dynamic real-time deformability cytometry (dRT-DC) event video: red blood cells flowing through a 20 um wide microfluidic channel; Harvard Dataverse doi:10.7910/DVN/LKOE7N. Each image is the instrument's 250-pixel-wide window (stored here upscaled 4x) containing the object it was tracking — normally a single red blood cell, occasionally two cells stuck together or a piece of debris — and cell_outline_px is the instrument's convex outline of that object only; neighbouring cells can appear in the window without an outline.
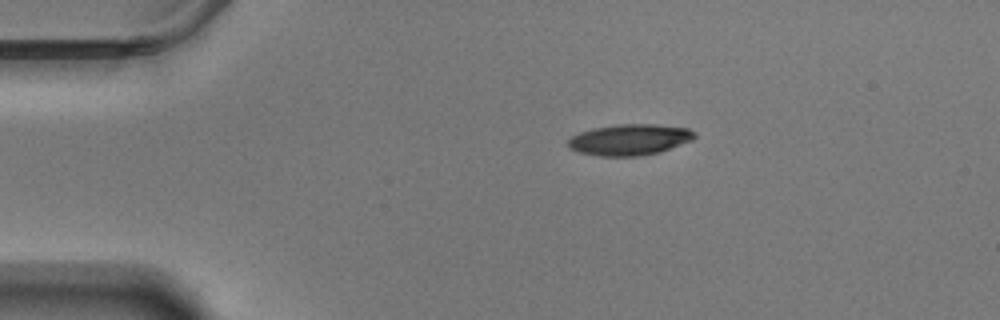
{"species": "Egyptian fruit bat (a non-hibernating species)", "species_latin": "Rousettus aegyptiacus", "temperature_condition": "warm", "stored_images_in_passage": 48, "camera_frame_rate_fps": 3000, "um_per_image_px": 0.085, "animal": {"sex": "male"}, "frame": {"image": 1, "passage_image": 1, "time_ms": 0.0, "image_size_px": [1000, 320], "cell_outline_px": [[696, 136], [692, 140], [660, 152], [640, 156], [600, 156], [580, 152], [568, 148], [568, 140], [572, 136], [580, 132], [592, 128], [616, 124], [656, 124], [688, 128], [696, 132]], "centroid_in_image_um": [53.52, 11.86], "position_along_channel_um": 31.5, "area_um2": 23.0}}
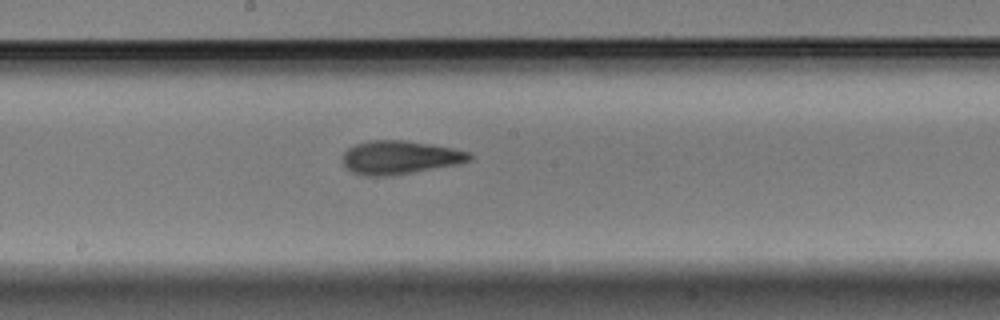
{"frame": {"image": 2, "passage_image": 21, "time_ms": 6.667, "image_size_px": [1000, 320], "cell_outline_px": [[472, 160], [460, 164], [388, 176], [364, 176], [352, 172], [344, 164], [344, 152], [348, 148], [356, 144], [368, 140], [404, 140], [452, 148], [468, 152], [472, 156]], "centroid_in_image_um": [33.99, 13.38], "position_along_channel_um": 214.2, "area_um2": 24.57}}
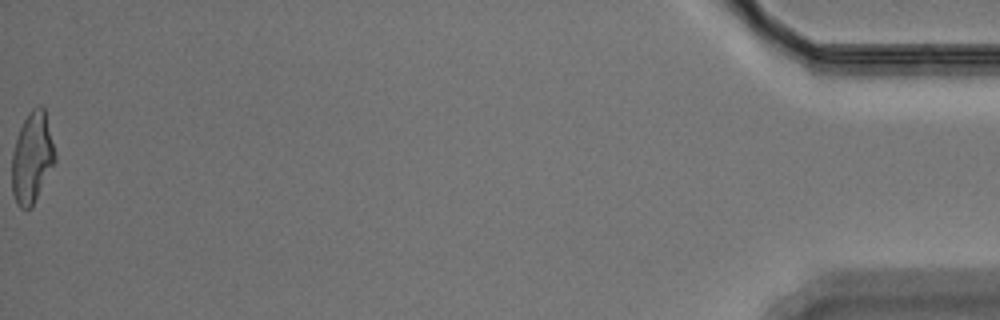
{"frame": {"image": 3, "passage_image": 48, "time_ms": 15.667, "image_size_px": [1000, 320], "cell_outline_px": [[56, 160], [32, 208], [20, 208], [16, 204], [12, 192], [12, 152], [20, 128], [28, 112], [36, 104], [40, 104], [44, 108], [56, 152]], "centroid_in_image_um": [2.73, 13.4], "position_along_channel_um": 432.5, "area_um2": 23.0}, "authors_computed_cell_mechanics": {"area_um2": 23.8714, "velocity_mm_per_s": 3.5119, "shape_relaxation_time_tau1_ms": 5.8622, "shape_relaxation_time_tau2_ms": 2.518, "deformation_change_tau1": 0.1912, "deformation_change_tau2": 0.1076}}